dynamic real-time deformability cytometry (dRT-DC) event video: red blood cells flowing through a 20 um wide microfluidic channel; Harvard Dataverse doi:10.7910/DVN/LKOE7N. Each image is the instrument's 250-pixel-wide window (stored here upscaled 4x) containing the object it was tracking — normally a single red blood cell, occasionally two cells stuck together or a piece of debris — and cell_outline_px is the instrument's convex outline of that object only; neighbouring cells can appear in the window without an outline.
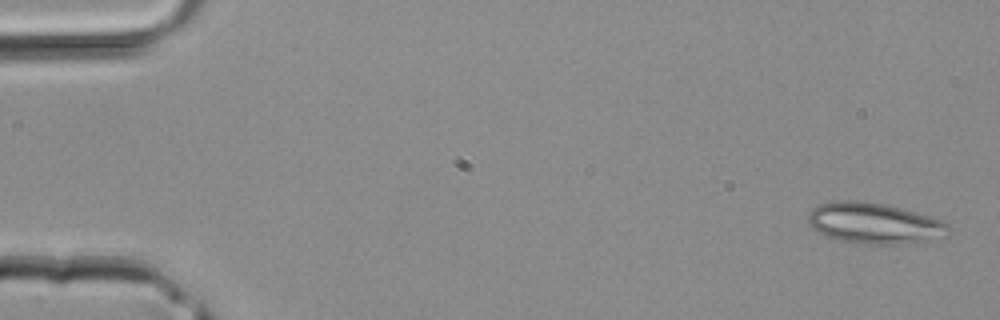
{"species": "common noctule bat (a hibernating species)", "species_latin": "Nyctalus noctula", "temperature_condition": "room temperature", "stored_images_in_passage": 42, "camera_frame_rate_fps": 3000, "um_per_image_px": 0.085, "animal": {"sex": "male", "body_mass_g": 20.4}, "frame": {"image": 1, "passage_image": 1, "time_ms": 0.0, "image_size_px": [1000, 320], "cell_outline_px": [[948, 228], [916, 240], [892, 244], [864, 244], [840, 240], [824, 236], [816, 232], [812, 228], [808, 220], [808, 216], [812, 208], [820, 204], [832, 200], [856, 200], [884, 204], [900, 208], [928, 216], [940, 220], [948, 224]], "centroid_in_image_um": [74.05, 18.93], "position_along_channel_um": 10.9, "area_um2": 32.02}}
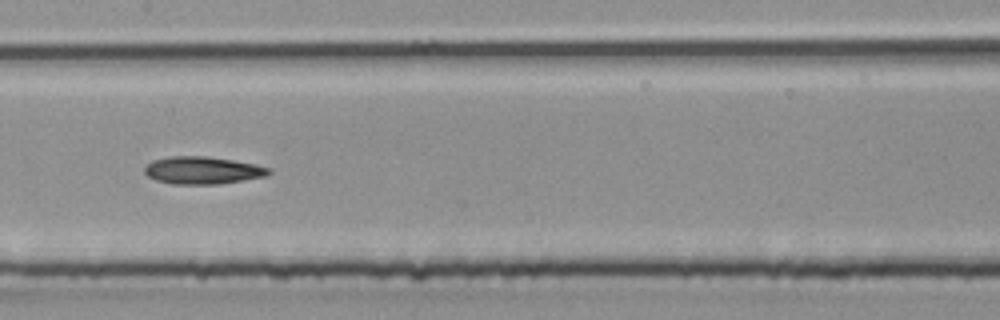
{"frame": {"image": 2, "passage_image": 21, "time_ms": 6.667, "image_size_px": [1000, 320], "cell_outline_px": [[272, 172], [264, 176], [244, 180], [220, 184], [172, 184], [156, 180], [148, 176], [144, 172], [144, 168], [152, 160], [168, 156], [204, 156], [232, 160], [256, 164], [272, 168]], "centroid_in_image_um": [17.22, 14.48], "position_along_channel_um": 190.2, "area_um2": 19.94}}
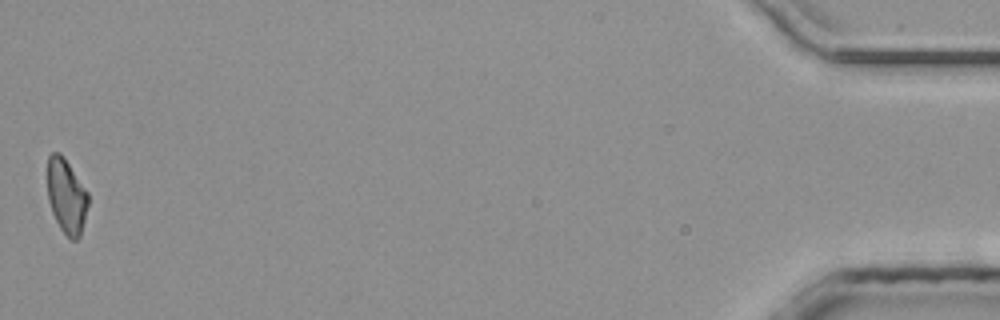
{"frame": {"image": 3, "passage_image": 42, "time_ms": 13.667, "image_size_px": [1000, 320], "cell_outline_px": [[88, 204], [80, 236], [76, 240], [68, 240], [60, 228], [52, 212], [48, 200], [48, 156], [52, 152], [60, 152], [64, 156], [88, 192]], "centroid_in_image_um": [5.65, 16.68], "position_along_channel_um": 429.6, "area_um2": 17.8}}